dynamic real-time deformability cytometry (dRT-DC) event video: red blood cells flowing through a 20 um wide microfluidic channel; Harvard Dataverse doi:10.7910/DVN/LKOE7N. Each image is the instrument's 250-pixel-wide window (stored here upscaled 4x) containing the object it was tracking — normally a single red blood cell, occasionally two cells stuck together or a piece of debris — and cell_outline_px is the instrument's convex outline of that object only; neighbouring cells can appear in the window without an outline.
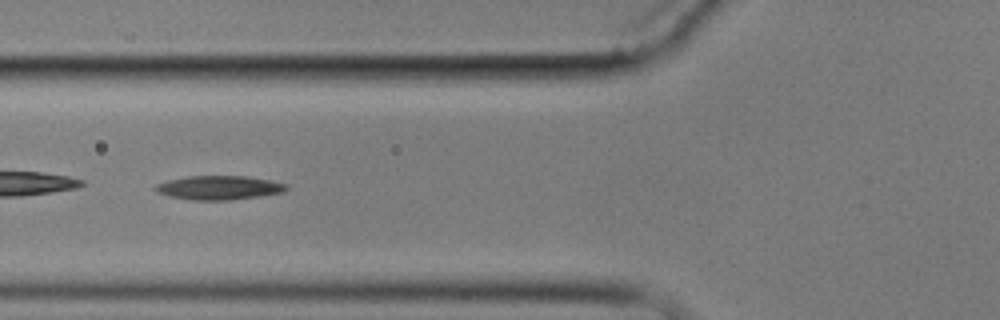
{"species": "common noctule bat (a hibernating species)", "species_latin": "Nyctalus noctula", "temperature_condition": "cold", "stored_images_in_passage": 7, "camera_frame_rate_fps": 3000, "um_per_image_px": 0.085, "animal": {"sex": "male", "body_mass_g": 17.9}, "frame": {"image": 1, "passage_image": 3, "time_ms": 2.333, "image_size_px": [1000, 320], "cell_outline_px": [[288, 188], [284, 192], [260, 196], [228, 200], [192, 200], [168, 196], [156, 192], [152, 188], [156, 184], [168, 180], [188, 176], [248, 176], [288, 184]], "centroid_in_image_um": [18.59, 15.95], "position_along_channel_um": 107.2, "area_um2": 18.38}}
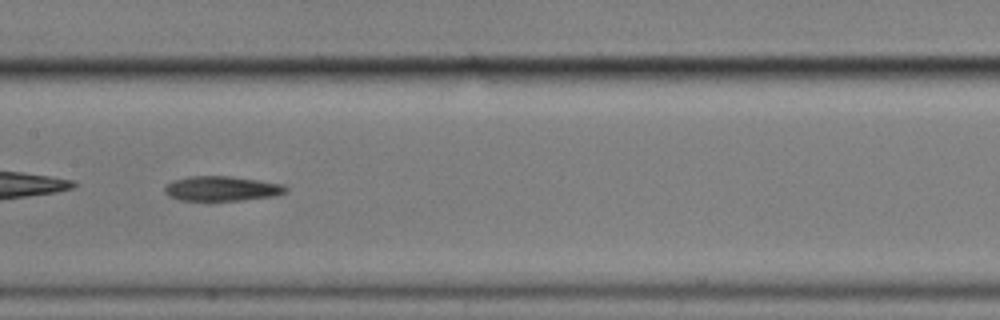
{"frame": {"image": 2, "passage_image": 5, "time_ms": 4.667, "image_size_px": [1000, 320], "cell_outline_px": [[288, 188], [284, 192], [276, 196], [240, 200], [180, 200], [168, 196], [164, 192], [164, 184], [172, 180], [188, 176], [228, 176], [260, 180], [284, 184]], "centroid_in_image_um": [18.81, 16.02], "position_along_channel_um": 188.6, "area_um2": 17.63}}